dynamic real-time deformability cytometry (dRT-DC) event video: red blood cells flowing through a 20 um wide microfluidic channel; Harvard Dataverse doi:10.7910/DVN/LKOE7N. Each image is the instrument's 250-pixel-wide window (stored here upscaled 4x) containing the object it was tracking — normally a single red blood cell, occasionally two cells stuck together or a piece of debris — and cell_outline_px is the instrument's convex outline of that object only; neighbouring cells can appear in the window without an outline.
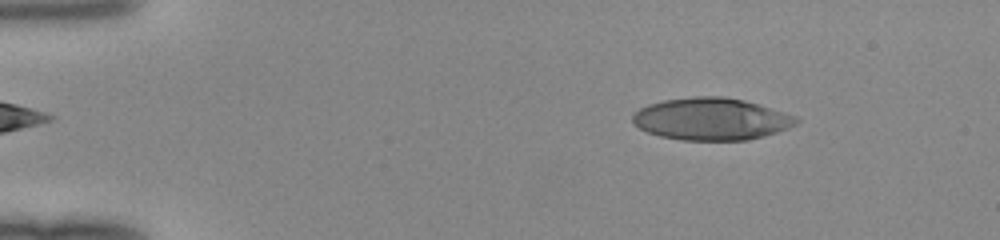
{"species": "human", "species_latin": "Homo sapiens", "temperature_condition": "room temperature", "stored_images_in_passage": 49, "camera_frame_rate_fps": 3000, "um_per_image_px": 0.085, "donor": {"sex": "female"}, "frame": {"image": 1, "passage_image": 7, "time_ms": 2.0, "image_size_px": [1000, 240], "cell_outline_px": [[800, 120], [796, 124], [788, 128], [764, 136], [748, 140], [680, 140], [660, 136], [648, 132], [640, 128], [632, 120], [632, 116], [640, 108], [648, 104], [664, 100], [696, 96], [724, 96], [744, 100], [760, 104], [796, 116]], "centroid_in_image_um": [60.48, 10.11], "position_along_channel_um": 24.5, "area_um2": 40.23}}
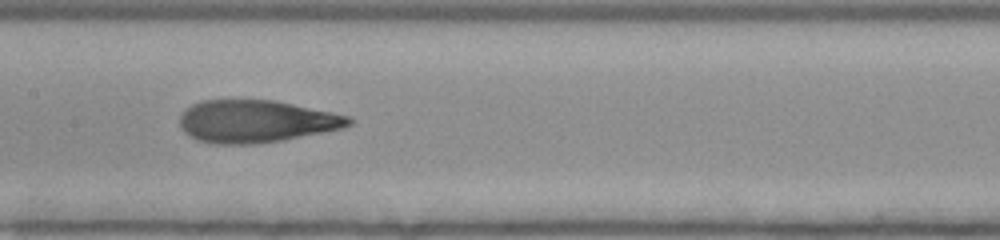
{"frame": {"image": 2, "passage_image": 25, "time_ms": 8.0, "image_size_px": [1000, 240], "cell_outline_px": [[356, 120], [352, 124], [344, 128], [280, 140], [256, 144], [216, 144], [196, 140], [184, 132], [180, 128], [180, 116], [192, 104], [200, 100], [276, 100], [332, 112], [348, 116]], "centroid_in_image_um": [21.77, 10.31], "position_along_channel_um": 185.6, "area_um2": 41.85}}
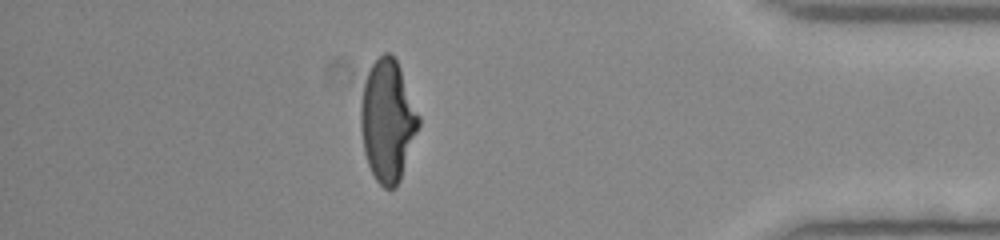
{"frame": {"image": 3, "passage_image": 43, "time_ms": 14.0, "image_size_px": [1000, 240], "cell_outline_px": [[420, 124], [400, 180], [396, 188], [384, 188], [376, 180], [368, 164], [364, 152], [360, 128], [360, 104], [364, 84], [368, 72], [372, 64], [384, 52], [388, 52], [396, 60], [400, 68], [420, 116]], "centroid_in_image_um": [32.94, 10.27], "position_along_channel_um": 402.3, "area_um2": 40.92}}